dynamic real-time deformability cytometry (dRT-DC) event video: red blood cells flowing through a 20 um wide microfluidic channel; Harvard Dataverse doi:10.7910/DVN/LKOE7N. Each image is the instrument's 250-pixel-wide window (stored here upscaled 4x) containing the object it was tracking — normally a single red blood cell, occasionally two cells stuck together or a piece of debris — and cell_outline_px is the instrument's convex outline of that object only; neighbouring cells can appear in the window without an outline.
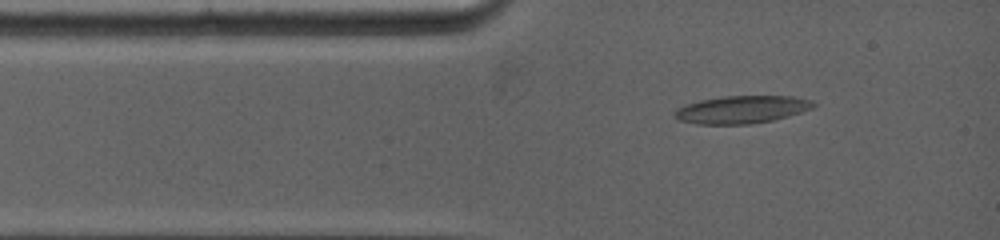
{"species": "common noctule bat (a hibernating species)", "species_latin": "Nyctalus noctula", "temperature_condition": "warm", "stored_images_in_passage": 26, "camera_frame_rate_fps": 5000, "um_per_image_px": 0.085, "animal": {"sex": "female", "body_mass_g": 19.0, "forearm_length_mm": 53.3}, "frame": {"image": 1, "passage_image": 3, "time_ms": 1.0, "image_size_px": [1000, 240], "cell_outline_px": [[816, 104], [812, 108], [788, 116], [772, 120], [748, 124], [696, 124], [680, 120], [672, 116], [672, 112], [676, 108], [684, 104], [700, 100], [724, 96], [792, 96], [812, 100]], "centroid_in_image_um": [62.99, 9.3], "position_along_channel_um": 22.0, "area_um2": 22.43}}
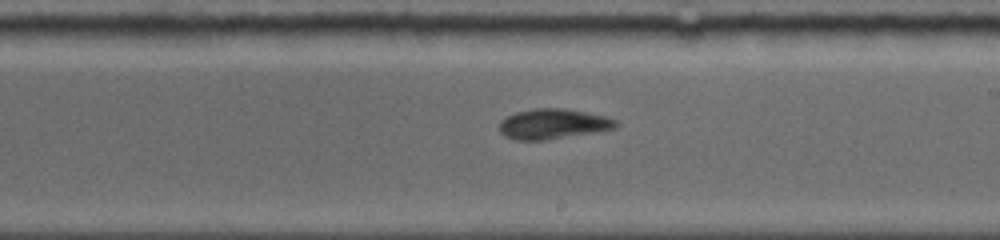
{"frame": {"image": 2, "passage_image": 15, "time_ms": 7.0, "image_size_px": [1000, 240], "cell_outline_px": [[620, 124], [612, 128], [592, 132], [544, 140], [516, 140], [504, 136], [500, 132], [500, 120], [516, 112], [532, 108], [564, 108], [608, 116], [616, 120]], "centroid_in_image_um": [46.98, 10.52], "position_along_channel_um": 242.0, "area_um2": 20.35}}
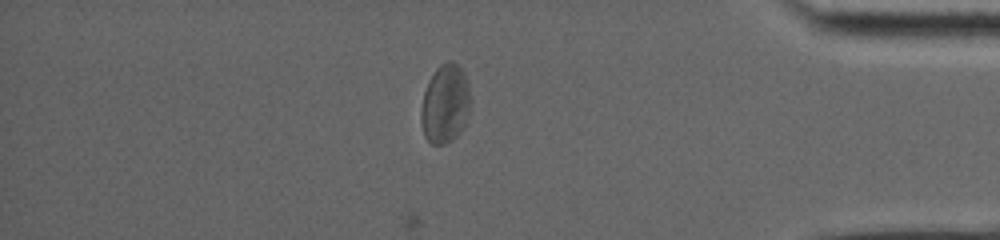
{"frame": {"image": 3, "passage_image": 26, "time_ms": 11.8, "image_size_px": [1000, 240], "cell_outline_px": [[468, 108], [464, 124], [456, 136], [452, 140], [444, 144], [432, 144], [424, 136], [420, 120], [420, 112], [424, 92], [428, 80], [436, 68], [440, 64], [448, 60], [452, 60], [464, 72], [468, 88]], "centroid_in_image_um": [37.78, 8.81], "position_along_channel_um": 397.4, "area_um2": 22.37}, "authors_computed_cell_mechanics": {"area_um2": 20.3745, "velocity_mm_per_s": 3.9243, "shape_relaxation_time_tau1_ms": 4.6389, "shape_relaxation_time_tau2_ms": 5.0985, "deformation_change_tau1": 0.1529, "deformation_change_tau2": 0.099}}